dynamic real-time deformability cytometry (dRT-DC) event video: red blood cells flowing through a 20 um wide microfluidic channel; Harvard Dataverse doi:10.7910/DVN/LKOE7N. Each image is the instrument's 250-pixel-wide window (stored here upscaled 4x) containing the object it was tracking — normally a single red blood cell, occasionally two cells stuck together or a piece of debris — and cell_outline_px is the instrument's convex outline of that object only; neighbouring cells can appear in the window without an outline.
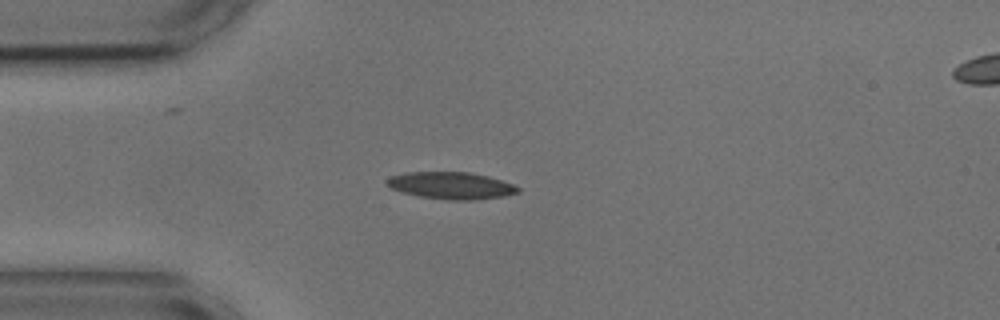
{"species": "common noctule bat (a hibernating species)", "species_latin": "Nyctalus noctula", "temperature_condition": "cold", "stored_images_in_passage": 50, "camera_frame_rate_fps": 3000, "um_per_image_px": 0.085, "animal": {"sex": "male", "body_mass_g": 17.9, "forearm_length_mm": 54.2}, "frame": {"image": 1, "passage_image": 8, "time_ms": 2.333, "image_size_px": [1000, 320], "cell_outline_px": [[520, 192], [504, 196], [472, 200], [452, 200], [420, 196], [404, 192], [392, 188], [384, 180], [388, 176], [404, 172], [468, 172], [488, 176], [512, 184], [520, 188]], "centroid_in_image_um": [38.33, 15.76], "position_along_channel_um": 46.7, "area_um2": 20.52}}
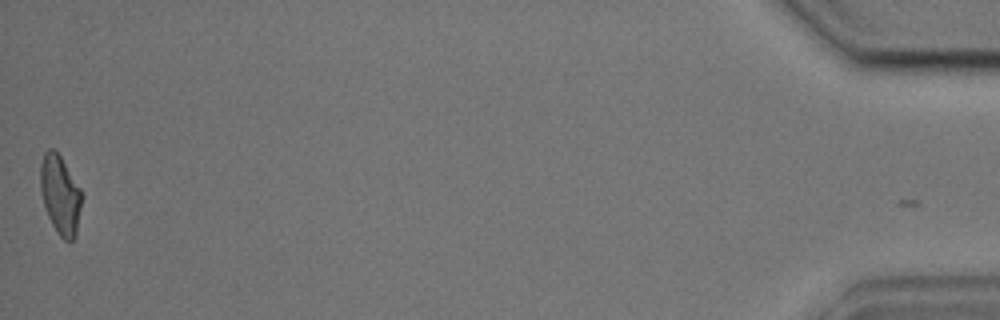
{"frame": {"image": 2, "passage_image": 49, "time_ms": 16.0, "image_size_px": [1000, 320], "cell_outline_px": [[80, 208], [76, 236], [72, 240], [64, 240], [56, 232], [48, 216], [40, 192], [40, 164], [44, 152], [48, 148], [52, 148], [60, 156], [80, 188]], "centroid_in_image_um": [5.08, 16.55], "position_along_channel_um": 430.1, "area_um2": 18.73}, "authors_computed_cell_mechanics": {"area_um2": 19.7387, "velocity_mm_per_s": 3.605, "shape_relaxation_time_tau1_ms": 7.0659, "shape_relaxation_time_tau2_ms": 2.898, "deformation_change_tau1": 0.1783, "deformation_change_tau2": 0.1046}}